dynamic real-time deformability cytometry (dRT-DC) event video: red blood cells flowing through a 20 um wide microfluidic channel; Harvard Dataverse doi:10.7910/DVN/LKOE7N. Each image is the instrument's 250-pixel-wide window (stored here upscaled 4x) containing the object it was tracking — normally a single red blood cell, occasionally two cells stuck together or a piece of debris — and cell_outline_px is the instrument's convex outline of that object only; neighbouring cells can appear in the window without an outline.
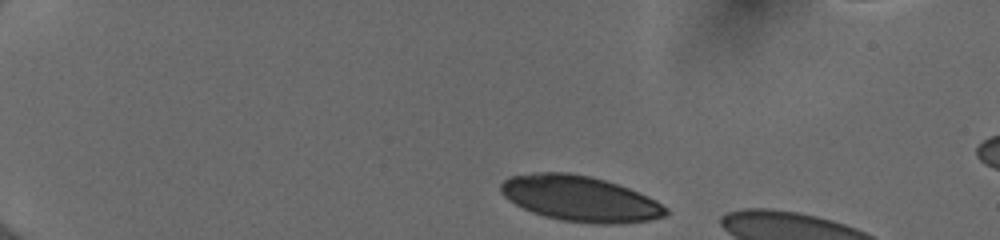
{"species": "human", "species_latin": "Homo sapiens", "temperature_condition": "cold", "stored_images_in_passage": 8, "camera_frame_rate_fps": 3000, "um_per_image_px": 0.085, "donor": {"sex": "female"}, "frame": {"image": 1, "passage_image": 1, "time_ms": 0.0, "image_size_px": [1000, 240], "cell_outline_px": [[668, 212], [664, 216], [652, 220], [612, 224], [600, 224], [560, 220], [544, 216], [532, 212], [508, 200], [500, 192], [500, 184], [508, 176], [532, 172], [568, 172], [592, 176], [628, 188], [648, 196], [656, 200], [668, 208]], "centroid_in_image_um": [49.28, 16.87], "position_along_channel_um": 35.7, "area_um2": 43.93}}